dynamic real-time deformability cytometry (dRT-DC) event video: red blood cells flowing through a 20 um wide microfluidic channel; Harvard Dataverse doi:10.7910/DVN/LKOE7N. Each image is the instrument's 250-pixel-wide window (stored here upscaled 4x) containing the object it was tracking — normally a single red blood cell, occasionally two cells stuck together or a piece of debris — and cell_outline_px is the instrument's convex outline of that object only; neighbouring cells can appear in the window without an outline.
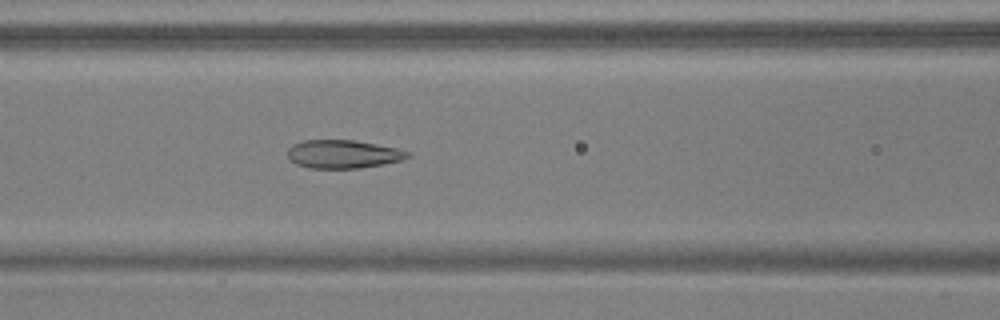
{"species": "common noctule bat (a hibernating species)", "species_latin": "Nyctalus noctula", "temperature_condition": "warm", "stored_images_in_passage": 47, "camera_frame_rate_fps": 3000, "um_per_image_px": 0.085, "animal": {"sex": "male", "body_mass_g": 17.9, "forearm_length_mm": 54.2}, "frame": {"image": 1, "passage_image": 16, "time_ms": 5.0, "image_size_px": [1000, 320], "cell_outline_px": [[412, 156], [404, 160], [384, 164], [360, 168], [308, 168], [296, 164], [288, 156], [288, 148], [292, 144], [304, 140], [352, 140], [396, 148], [412, 152]], "centroid_in_image_um": [29.2, 13.1], "position_along_channel_um": 137.4, "area_um2": 19.88}}
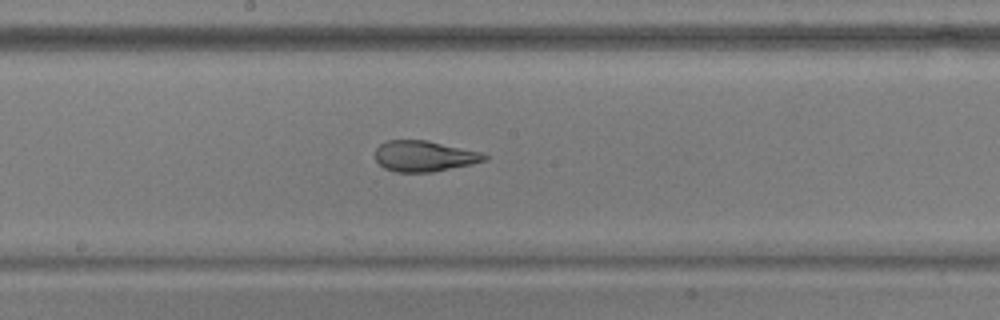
{"frame": {"image": 2, "passage_image": 22, "time_ms": 7.0, "image_size_px": [1000, 320], "cell_outline_px": [[488, 160], [472, 164], [432, 172], [396, 172], [384, 168], [376, 160], [376, 148], [380, 144], [388, 140], [424, 140], [480, 152], [488, 156]], "centroid_in_image_um": [36.05, 13.28], "position_along_channel_um": 212.2, "area_um2": 19.42}}
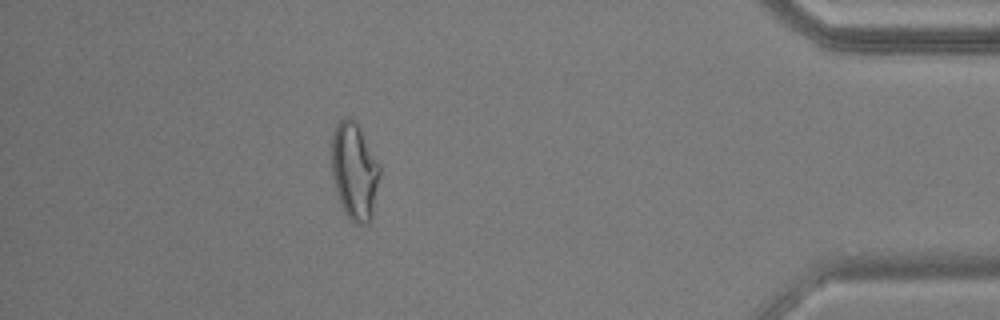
{"frame": {"image": 3, "passage_image": 41, "time_ms": 13.333, "image_size_px": [1000, 320], "cell_outline_px": [[380, 172], [372, 220], [368, 224], [356, 224], [344, 212], [332, 176], [332, 136], [336, 124], [344, 116], [352, 116], [356, 120], [380, 164]], "centroid_in_image_um": [30.14, 14.51], "position_along_channel_um": 405.1, "area_um2": 27.46}, "authors_computed_cell_mechanics": {"area_um2": 22.3686, "velocity_mm_per_s": 3.7371, "shape_relaxation_time_tau1_ms": null, "shape_relaxation_time_tau2_ms": 1.2636, "deformation_change_tau1": null, "deformation_change_tau2": 0.092}}